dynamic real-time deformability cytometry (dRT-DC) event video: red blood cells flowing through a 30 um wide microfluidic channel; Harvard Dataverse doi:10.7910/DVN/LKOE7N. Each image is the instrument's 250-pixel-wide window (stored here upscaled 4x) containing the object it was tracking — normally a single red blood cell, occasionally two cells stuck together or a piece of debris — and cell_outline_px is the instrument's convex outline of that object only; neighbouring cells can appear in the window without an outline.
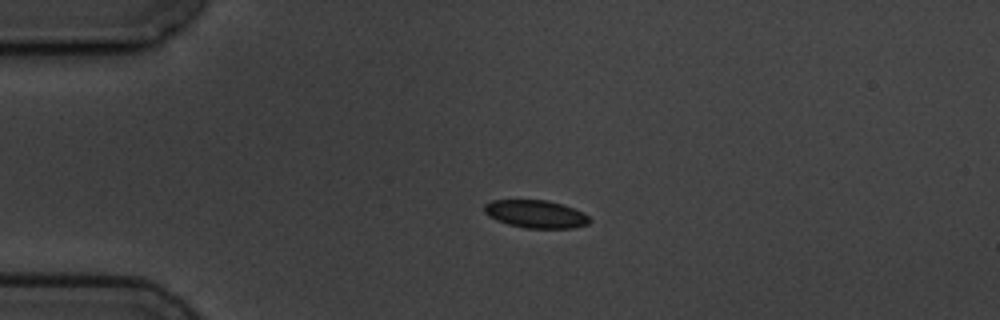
{"species": "common noctule bat (a hibernating species)", "species_latin": "Nyctalus noctula", "temperature_condition": "cold", "stored_images_in_passage": 5, "camera_frame_rate_fps": 3000, "um_per_image_px": 0.085, "animal": {"sex": "male", "body_mass_g": 19.5, "forearm_length_mm": 54.6}, "frame": {"image": 1, "passage_image": 3, "time_ms": 2.333, "image_size_px": [1000, 320], "cell_outline_px": [[592, 220], [588, 224], [576, 228], [524, 228], [508, 224], [496, 220], [488, 216], [484, 212], [484, 204], [492, 200], [548, 200], [584, 212]], "centroid_in_image_um": [45.54, 18.2], "position_along_channel_um": 39.5, "area_um2": 17.17}}
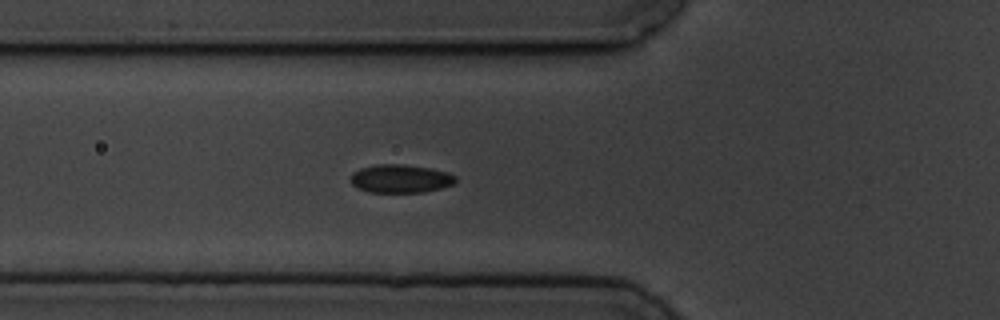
{"frame": {"image": 2, "passage_image": 5, "time_ms": 4.667, "image_size_px": [1000, 320], "cell_outline_px": [[456, 180], [452, 184], [440, 188], [424, 192], [368, 192], [356, 188], [348, 180], [352, 172], [360, 168], [376, 164], [404, 164], [432, 168], [448, 172], [456, 176]], "centroid_in_image_um": [33.99, 15.18], "position_along_channel_um": 91.8, "area_um2": 17.57}}